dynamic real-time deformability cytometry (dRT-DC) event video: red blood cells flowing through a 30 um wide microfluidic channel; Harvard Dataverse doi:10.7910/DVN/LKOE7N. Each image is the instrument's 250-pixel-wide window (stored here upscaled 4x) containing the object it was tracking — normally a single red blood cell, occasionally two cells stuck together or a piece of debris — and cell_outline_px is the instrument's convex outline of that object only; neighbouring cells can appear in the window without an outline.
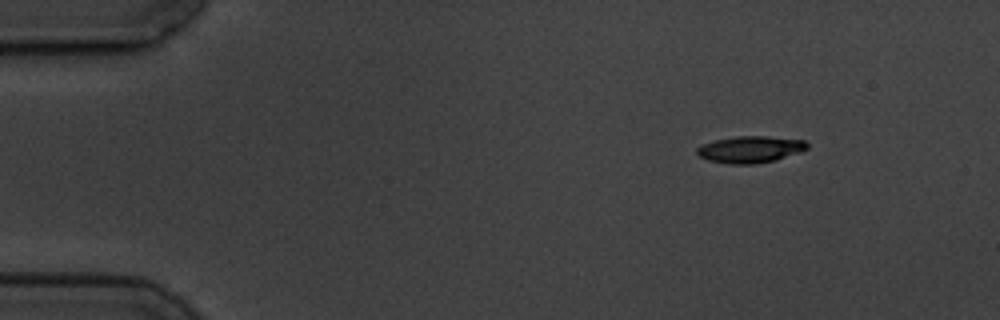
{"species": "common noctule bat (a hibernating species)", "species_latin": "Nyctalus noctula", "temperature_condition": "cold", "stored_images_in_passage": 5, "camera_frame_rate_fps": 3000, "um_per_image_px": 0.085, "animal": {"sex": "male", "body_mass_g": 19.5, "forearm_length_mm": 54.6}, "frame": {"image": 1, "passage_image": 1, "time_ms": 0.0, "image_size_px": [1000, 320], "cell_outline_px": [[808, 148], [800, 152], [776, 160], [756, 164], [728, 164], [708, 160], [700, 156], [696, 152], [696, 148], [704, 144], [716, 140], [736, 136], [768, 136], [804, 140], [808, 144]], "centroid_in_image_um": [63.79, 12.7], "position_along_channel_um": 21.2, "area_um2": 17.17}}
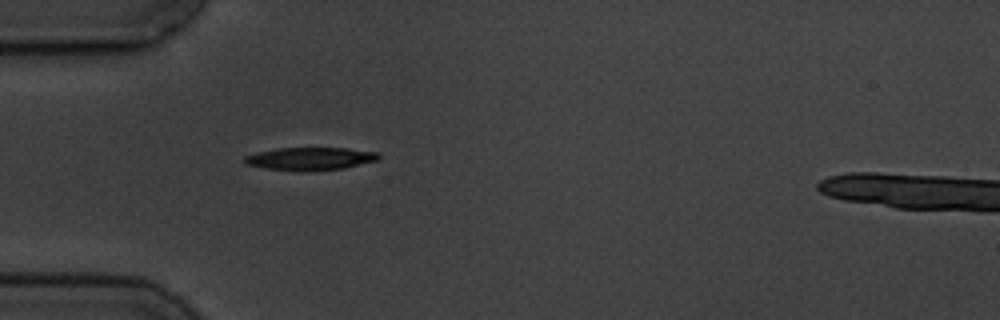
{"frame": {"image": 2, "passage_image": 4, "time_ms": 3.333, "image_size_px": [1000, 320], "cell_outline_px": [[380, 160], [344, 168], [304, 172], [268, 168], [244, 164], [244, 156], [256, 152], [276, 148], [344, 148], [376, 152], [380, 156]], "centroid_in_image_um": [26.36, 13.49], "position_along_channel_um": 58.6, "area_um2": 17.92}}